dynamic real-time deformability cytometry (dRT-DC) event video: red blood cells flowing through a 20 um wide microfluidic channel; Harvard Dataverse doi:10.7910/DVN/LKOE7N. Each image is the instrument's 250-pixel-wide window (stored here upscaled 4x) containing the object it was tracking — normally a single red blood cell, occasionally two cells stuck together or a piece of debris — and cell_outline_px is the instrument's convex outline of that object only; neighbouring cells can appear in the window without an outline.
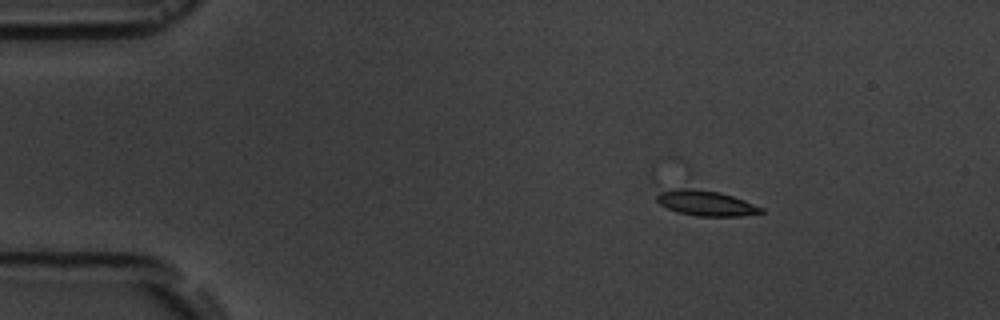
{"species": "common noctule bat (a hibernating species)", "species_latin": "Nyctalus noctula", "temperature_condition": "room temperature", "stored_images_in_passage": 3, "camera_frame_rate_fps": 3000, "um_per_image_px": 0.085, "animal": {"sex": "male", "body_mass_g": 19.5, "forearm_length_mm": 54.6}, "frame": {"image": 1, "passage_image": 1, "time_ms": 0.0, "image_size_px": [1000, 320], "cell_outline_px": [[764, 212], [740, 216], [696, 216], [676, 212], [660, 204], [656, 200], [656, 196], [660, 188], [692, 188], [720, 192], [744, 200], [764, 208]], "centroid_in_image_um": [59.93, 17.24], "position_along_channel_um": 25.1, "area_um2": 15.66}}